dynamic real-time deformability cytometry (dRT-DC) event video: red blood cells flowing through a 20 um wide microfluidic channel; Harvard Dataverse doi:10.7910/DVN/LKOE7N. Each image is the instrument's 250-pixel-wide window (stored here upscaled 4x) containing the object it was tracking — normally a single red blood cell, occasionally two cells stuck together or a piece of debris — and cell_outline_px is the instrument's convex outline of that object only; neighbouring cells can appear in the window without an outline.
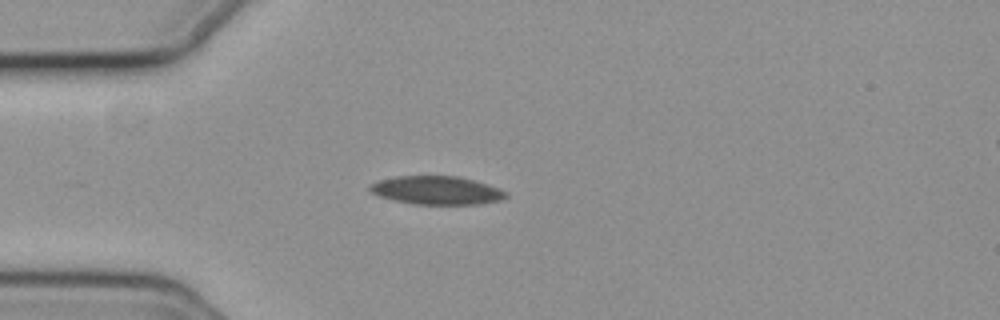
{"species": "common noctule bat (a hibernating species)", "species_latin": "Nyctalus noctula", "temperature_condition": "cold", "stored_images_in_passage": 42, "camera_frame_rate_fps": 3000, "um_per_image_px": 0.085, "animal": {"sex": "female", "body_mass_g": 19.3, "forearm_length_mm": 54.1}, "frame": {"image": 1, "passage_image": 1, "time_ms": 0.0, "image_size_px": [1000, 320], "cell_outline_px": [[508, 196], [504, 200], [480, 204], [416, 204], [396, 200], [380, 196], [372, 192], [368, 188], [372, 184], [380, 180], [396, 176], [460, 176], [500, 188], [508, 192]], "centroid_in_image_um": [37.2, 16.18], "position_along_channel_um": 47.8, "area_um2": 22.43}}
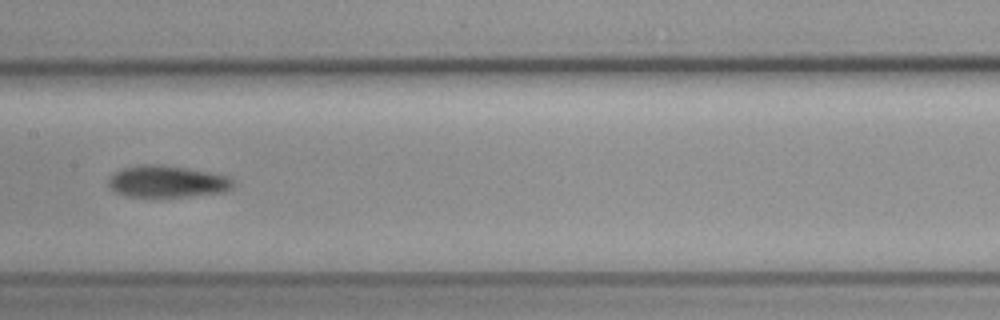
{"frame": {"image": 2, "passage_image": 14, "time_ms": 4.333, "image_size_px": [1000, 320], "cell_outline_px": [[232, 188], [224, 192], [188, 196], [124, 196], [108, 188], [108, 180], [116, 172], [124, 168], [140, 164], [164, 164], [188, 168], [228, 176], [232, 180]], "centroid_in_image_um": [14.18, 15.42], "position_along_channel_um": 193.2, "area_um2": 23.0}}
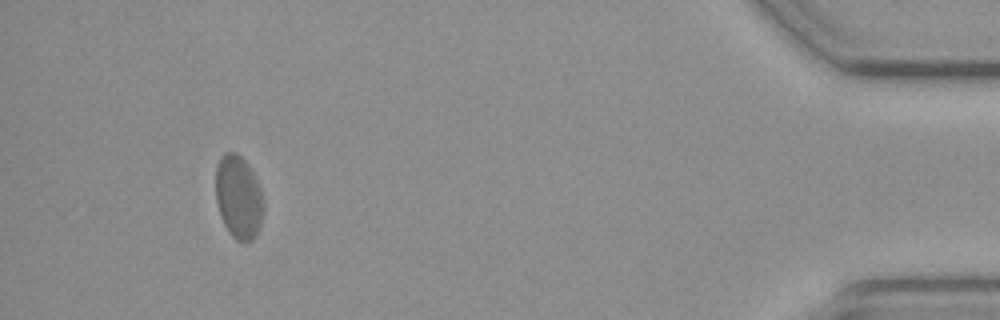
{"frame": {"image": 3, "passage_image": 38, "time_ms": 12.333, "image_size_px": [1000, 320], "cell_outline_px": [[264, 208], [260, 224], [252, 240], [244, 244], [236, 240], [228, 232], [220, 216], [216, 200], [216, 164], [220, 156], [224, 152], [236, 152], [244, 160], [252, 172], [260, 188], [264, 200]], "centroid_in_image_um": [20.26, 16.77], "position_along_channel_um": 414.9, "area_um2": 23.35}, "authors_computed_cell_mechanics": {"area_um2": 22.9177, "velocity_mm_per_s": 3.694, "shape_relaxation_time_tau1_ms": 3.6831, "shape_relaxation_time_tau2_ms": 1.9238, "deformation_change_tau1": 0.0885, "deformation_change_tau2": 0.0549}}